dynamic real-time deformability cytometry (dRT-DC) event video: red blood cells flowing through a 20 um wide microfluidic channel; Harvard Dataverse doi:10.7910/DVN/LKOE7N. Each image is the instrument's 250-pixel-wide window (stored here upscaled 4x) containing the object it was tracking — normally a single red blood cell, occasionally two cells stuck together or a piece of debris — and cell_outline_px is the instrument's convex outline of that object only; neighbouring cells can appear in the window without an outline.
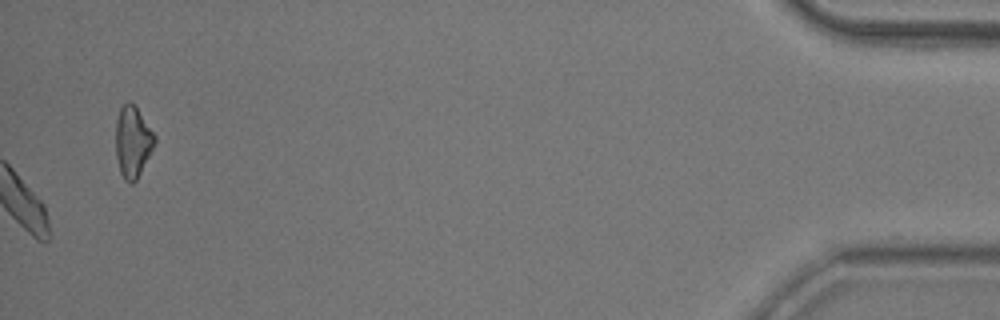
{"species": "common noctule bat (a hibernating species)", "species_latin": "Nyctalus noctula", "temperature_condition": "room temperature", "stored_images_in_passage": 39, "camera_frame_rate_fps": 3000, "um_per_image_px": 0.085, "animal": {"sex": "male", "body_mass_g": 20.5, "forearm_length_mm": 52.5}, "frame": {"image": 1, "passage_image": 39, "time_ms": 12.667, "image_size_px": [1000, 320], "cell_outline_px": [[156, 140], [136, 180], [132, 184], [124, 180], [120, 172], [116, 156], [116, 120], [120, 108], [128, 100], [136, 104], [156, 136]], "centroid_in_image_um": [11.27, 12.0], "position_along_channel_um": 423.9, "area_um2": 16.18}, "authors_computed_cell_mechanics": {"area_um2": 17.629, "velocity_mm_per_s": 3.7699, "shape_relaxation_time_tau1_ms": 3.3544, "shape_relaxation_time_tau2_ms": null, "deformation_change_tau1": 0.1045, "deformation_change_tau2": null}}